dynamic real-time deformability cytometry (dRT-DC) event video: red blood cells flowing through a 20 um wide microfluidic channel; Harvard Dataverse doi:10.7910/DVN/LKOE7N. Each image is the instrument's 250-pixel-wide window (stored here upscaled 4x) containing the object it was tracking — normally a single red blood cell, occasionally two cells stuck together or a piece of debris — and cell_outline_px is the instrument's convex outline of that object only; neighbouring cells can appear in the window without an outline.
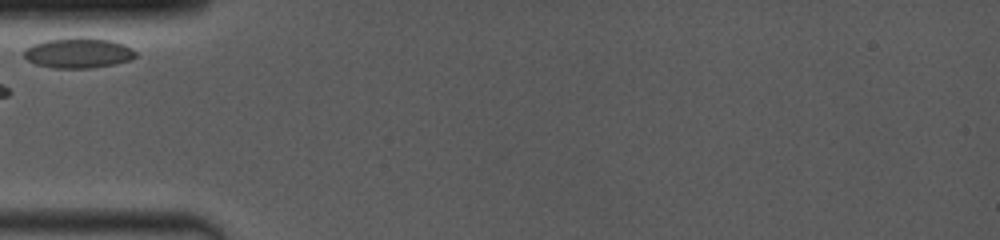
{"species": "common noctule bat (a hibernating species)", "species_latin": "Nyctalus noctula", "temperature_condition": "room temperature", "stored_images_in_passage": 26, "camera_frame_rate_fps": 4000, "um_per_image_px": 0.085, "animal": {"sex": "female", "body_mass_g": 19.0, "forearm_length_mm": 53.3}, "frame": {"image": 1, "passage_image": 1, "time_ms": 0.0, "image_size_px": [1000, 240], "cell_outline_px": [[136, 56], [128, 60], [112, 64], [92, 68], [52, 68], [36, 64], [28, 60], [24, 56], [24, 48], [32, 44], [48, 40], [80, 36], [112, 40], [124, 44], [132, 48], [136, 52]], "centroid_in_image_um": [6.65, 4.48], "position_along_channel_um": 78.4, "area_um2": 19.77}}